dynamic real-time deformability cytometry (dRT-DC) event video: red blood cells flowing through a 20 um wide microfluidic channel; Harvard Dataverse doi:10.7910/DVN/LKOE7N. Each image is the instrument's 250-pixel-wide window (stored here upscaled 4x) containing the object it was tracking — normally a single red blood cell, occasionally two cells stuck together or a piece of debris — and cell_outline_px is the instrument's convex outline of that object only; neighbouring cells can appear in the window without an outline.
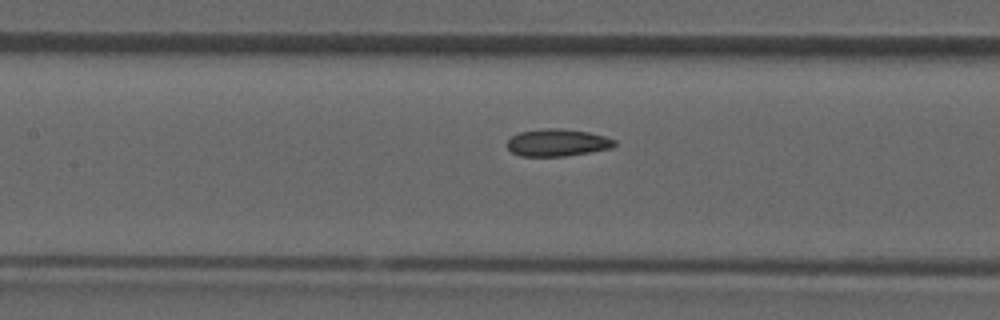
{"species": "common noctule bat (a hibernating species)", "species_latin": "Nyctalus noctula", "temperature_condition": "room temperature", "stored_images_in_passage": 26, "camera_frame_rate_fps": 3000, "um_per_image_px": 0.085, "animal": {"sex": "male", "forearm_length_mm": 52.5}, "frame": {"image": 1, "passage_image": 19, "time_ms": 6.0, "image_size_px": [1000, 320], "cell_outline_px": [[616, 144], [612, 148], [564, 156], [520, 156], [512, 152], [508, 148], [508, 140], [512, 136], [520, 132], [544, 128], [560, 128], [588, 132], [604, 136], [616, 140]], "centroid_in_image_um": [47.38, 12.12], "position_along_channel_um": 160.0, "area_um2": 16.94}}
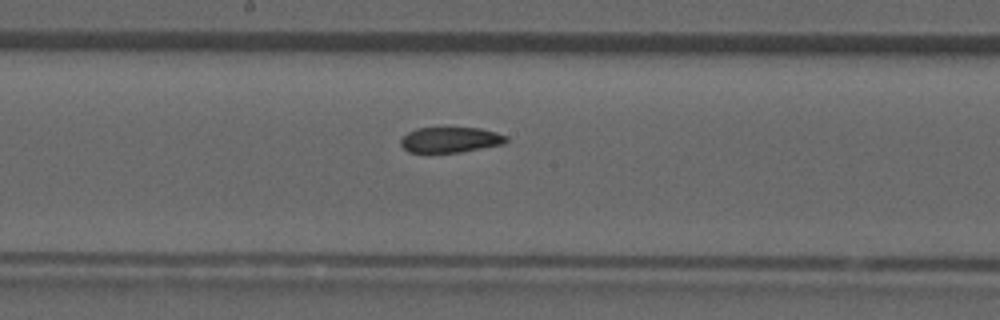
{"frame": {"image": 2, "passage_image": 22, "time_ms": 7.0, "image_size_px": [1000, 320], "cell_outline_px": [[508, 140], [504, 144], [460, 152], [408, 152], [400, 144], [400, 140], [408, 132], [416, 128], [480, 128], [496, 132], [508, 136]], "centroid_in_image_um": [38.3, 11.88], "position_along_channel_um": 209.9, "area_um2": 15.61}}